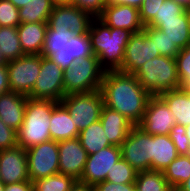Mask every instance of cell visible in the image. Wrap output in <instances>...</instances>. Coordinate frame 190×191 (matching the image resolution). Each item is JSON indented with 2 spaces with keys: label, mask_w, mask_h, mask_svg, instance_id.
<instances>
[{
  "label": "cell",
  "mask_w": 190,
  "mask_h": 191,
  "mask_svg": "<svg viewBox=\"0 0 190 191\" xmlns=\"http://www.w3.org/2000/svg\"><path fill=\"white\" fill-rule=\"evenodd\" d=\"M100 91L105 106L119 112L138 125L146 110L149 98L152 96L145 90L134 74L121 71H106Z\"/></svg>",
  "instance_id": "6da1fadb"
},
{
  "label": "cell",
  "mask_w": 190,
  "mask_h": 191,
  "mask_svg": "<svg viewBox=\"0 0 190 191\" xmlns=\"http://www.w3.org/2000/svg\"><path fill=\"white\" fill-rule=\"evenodd\" d=\"M89 38L93 54L99 59L105 71H117L124 62L125 48L130 40L131 31L108 27L94 18L89 27Z\"/></svg>",
  "instance_id": "7a4b0ae2"
},
{
  "label": "cell",
  "mask_w": 190,
  "mask_h": 191,
  "mask_svg": "<svg viewBox=\"0 0 190 191\" xmlns=\"http://www.w3.org/2000/svg\"><path fill=\"white\" fill-rule=\"evenodd\" d=\"M58 102L28 97L24 120L17 131V145L25 150L51 140L49 132L52 109Z\"/></svg>",
  "instance_id": "3957f363"
},
{
  "label": "cell",
  "mask_w": 190,
  "mask_h": 191,
  "mask_svg": "<svg viewBox=\"0 0 190 191\" xmlns=\"http://www.w3.org/2000/svg\"><path fill=\"white\" fill-rule=\"evenodd\" d=\"M140 85L152 96L180 88L174 57L158 56L148 60L135 73Z\"/></svg>",
  "instance_id": "277c9868"
},
{
  "label": "cell",
  "mask_w": 190,
  "mask_h": 191,
  "mask_svg": "<svg viewBox=\"0 0 190 191\" xmlns=\"http://www.w3.org/2000/svg\"><path fill=\"white\" fill-rule=\"evenodd\" d=\"M105 72L95 55L76 61L63 73L65 95L100 90Z\"/></svg>",
  "instance_id": "5b68a950"
},
{
  "label": "cell",
  "mask_w": 190,
  "mask_h": 191,
  "mask_svg": "<svg viewBox=\"0 0 190 191\" xmlns=\"http://www.w3.org/2000/svg\"><path fill=\"white\" fill-rule=\"evenodd\" d=\"M61 103L69 111L79 132L100 120L104 106L100 90L67 94L62 98Z\"/></svg>",
  "instance_id": "8992f818"
},
{
  "label": "cell",
  "mask_w": 190,
  "mask_h": 191,
  "mask_svg": "<svg viewBox=\"0 0 190 191\" xmlns=\"http://www.w3.org/2000/svg\"><path fill=\"white\" fill-rule=\"evenodd\" d=\"M42 55L25 54L7 63L10 91L28 96L41 69Z\"/></svg>",
  "instance_id": "52a82bcc"
},
{
  "label": "cell",
  "mask_w": 190,
  "mask_h": 191,
  "mask_svg": "<svg viewBox=\"0 0 190 191\" xmlns=\"http://www.w3.org/2000/svg\"><path fill=\"white\" fill-rule=\"evenodd\" d=\"M63 73L60 66L42 56L39 75L28 97L61 102L65 96Z\"/></svg>",
  "instance_id": "ba28073f"
},
{
  "label": "cell",
  "mask_w": 190,
  "mask_h": 191,
  "mask_svg": "<svg viewBox=\"0 0 190 191\" xmlns=\"http://www.w3.org/2000/svg\"><path fill=\"white\" fill-rule=\"evenodd\" d=\"M120 148L122 158L136 171L152 170V135L136 125Z\"/></svg>",
  "instance_id": "9c48e42d"
},
{
  "label": "cell",
  "mask_w": 190,
  "mask_h": 191,
  "mask_svg": "<svg viewBox=\"0 0 190 191\" xmlns=\"http://www.w3.org/2000/svg\"><path fill=\"white\" fill-rule=\"evenodd\" d=\"M30 181L59 173L58 142L53 140L26 149Z\"/></svg>",
  "instance_id": "30bf717a"
},
{
  "label": "cell",
  "mask_w": 190,
  "mask_h": 191,
  "mask_svg": "<svg viewBox=\"0 0 190 191\" xmlns=\"http://www.w3.org/2000/svg\"><path fill=\"white\" fill-rule=\"evenodd\" d=\"M158 56L159 51L143 30L133 33L125 48L124 62L118 71L134 74L148 60Z\"/></svg>",
  "instance_id": "8fae6325"
},
{
  "label": "cell",
  "mask_w": 190,
  "mask_h": 191,
  "mask_svg": "<svg viewBox=\"0 0 190 191\" xmlns=\"http://www.w3.org/2000/svg\"><path fill=\"white\" fill-rule=\"evenodd\" d=\"M121 157V148L115 145H110L97 153L88 155L79 182L94 186L99 182L106 181L108 171H111L114 163Z\"/></svg>",
  "instance_id": "7c38bea8"
},
{
  "label": "cell",
  "mask_w": 190,
  "mask_h": 191,
  "mask_svg": "<svg viewBox=\"0 0 190 191\" xmlns=\"http://www.w3.org/2000/svg\"><path fill=\"white\" fill-rule=\"evenodd\" d=\"M175 124L167 104L159 96H151L144 117L137 126L150 135H169Z\"/></svg>",
  "instance_id": "4fadbf2b"
},
{
  "label": "cell",
  "mask_w": 190,
  "mask_h": 191,
  "mask_svg": "<svg viewBox=\"0 0 190 191\" xmlns=\"http://www.w3.org/2000/svg\"><path fill=\"white\" fill-rule=\"evenodd\" d=\"M94 18L73 5L54 6L48 20L51 29L70 30L77 35L87 34Z\"/></svg>",
  "instance_id": "5bb4252c"
},
{
  "label": "cell",
  "mask_w": 190,
  "mask_h": 191,
  "mask_svg": "<svg viewBox=\"0 0 190 191\" xmlns=\"http://www.w3.org/2000/svg\"><path fill=\"white\" fill-rule=\"evenodd\" d=\"M0 180L12 184L30 180L26 150L21 146L0 150Z\"/></svg>",
  "instance_id": "9a60e30c"
},
{
  "label": "cell",
  "mask_w": 190,
  "mask_h": 191,
  "mask_svg": "<svg viewBox=\"0 0 190 191\" xmlns=\"http://www.w3.org/2000/svg\"><path fill=\"white\" fill-rule=\"evenodd\" d=\"M59 173L80 180L88 154L79 138L58 141Z\"/></svg>",
  "instance_id": "2e32d148"
},
{
  "label": "cell",
  "mask_w": 190,
  "mask_h": 191,
  "mask_svg": "<svg viewBox=\"0 0 190 191\" xmlns=\"http://www.w3.org/2000/svg\"><path fill=\"white\" fill-rule=\"evenodd\" d=\"M108 27L126 29L132 33L144 30L139 9L122 4L106 5L102 14L98 17Z\"/></svg>",
  "instance_id": "e0dca14e"
},
{
  "label": "cell",
  "mask_w": 190,
  "mask_h": 191,
  "mask_svg": "<svg viewBox=\"0 0 190 191\" xmlns=\"http://www.w3.org/2000/svg\"><path fill=\"white\" fill-rule=\"evenodd\" d=\"M100 121L109 142L119 147L135 126L125 116L105 105L102 108Z\"/></svg>",
  "instance_id": "ac0fdd59"
},
{
  "label": "cell",
  "mask_w": 190,
  "mask_h": 191,
  "mask_svg": "<svg viewBox=\"0 0 190 191\" xmlns=\"http://www.w3.org/2000/svg\"><path fill=\"white\" fill-rule=\"evenodd\" d=\"M27 99L12 91L0 95V119L16 132L23 123Z\"/></svg>",
  "instance_id": "d6986e66"
},
{
  "label": "cell",
  "mask_w": 190,
  "mask_h": 191,
  "mask_svg": "<svg viewBox=\"0 0 190 191\" xmlns=\"http://www.w3.org/2000/svg\"><path fill=\"white\" fill-rule=\"evenodd\" d=\"M49 125V132L53 141L74 139L79 136L78 128L69 111L61 102H58L52 109Z\"/></svg>",
  "instance_id": "ffe728a7"
},
{
  "label": "cell",
  "mask_w": 190,
  "mask_h": 191,
  "mask_svg": "<svg viewBox=\"0 0 190 191\" xmlns=\"http://www.w3.org/2000/svg\"><path fill=\"white\" fill-rule=\"evenodd\" d=\"M48 23H20L17 26L24 54L41 55Z\"/></svg>",
  "instance_id": "44dd1931"
},
{
  "label": "cell",
  "mask_w": 190,
  "mask_h": 191,
  "mask_svg": "<svg viewBox=\"0 0 190 191\" xmlns=\"http://www.w3.org/2000/svg\"><path fill=\"white\" fill-rule=\"evenodd\" d=\"M171 110L176 124L187 126L190 124V91L179 88L158 95Z\"/></svg>",
  "instance_id": "7402d4cb"
},
{
  "label": "cell",
  "mask_w": 190,
  "mask_h": 191,
  "mask_svg": "<svg viewBox=\"0 0 190 191\" xmlns=\"http://www.w3.org/2000/svg\"><path fill=\"white\" fill-rule=\"evenodd\" d=\"M178 157L169 135H152V170L164 169Z\"/></svg>",
  "instance_id": "603a6c76"
},
{
  "label": "cell",
  "mask_w": 190,
  "mask_h": 191,
  "mask_svg": "<svg viewBox=\"0 0 190 191\" xmlns=\"http://www.w3.org/2000/svg\"><path fill=\"white\" fill-rule=\"evenodd\" d=\"M156 28L162 30L179 50L190 44V22L187 11L179 20L161 21Z\"/></svg>",
  "instance_id": "cb8c5ba5"
},
{
  "label": "cell",
  "mask_w": 190,
  "mask_h": 191,
  "mask_svg": "<svg viewBox=\"0 0 190 191\" xmlns=\"http://www.w3.org/2000/svg\"><path fill=\"white\" fill-rule=\"evenodd\" d=\"M78 138L88 155L97 153L101 149L112 145L106 137V132H104L100 120L81 130Z\"/></svg>",
  "instance_id": "d4e9b609"
},
{
  "label": "cell",
  "mask_w": 190,
  "mask_h": 191,
  "mask_svg": "<svg viewBox=\"0 0 190 191\" xmlns=\"http://www.w3.org/2000/svg\"><path fill=\"white\" fill-rule=\"evenodd\" d=\"M52 0H31L19 9L21 23H48L49 16L53 11Z\"/></svg>",
  "instance_id": "484cf974"
},
{
  "label": "cell",
  "mask_w": 190,
  "mask_h": 191,
  "mask_svg": "<svg viewBox=\"0 0 190 191\" xmlns=\"http://www.w3.org/2000/svg\"><path fill=\"white\" fill-rule=\"evenodd\" d=\"M0 51L7 62L24 56L17 27L0 26Z\"/></svg>",
  "instance_id": "4316f807"
},
{
  "label": "cell",
  "mask_w": 190,
  "mask_h": 191,
  "mask_svg": "<svg viewBox=\"0 0 190 191\" xmlns=\"http://www.w3.org/2000/svg\"><path fill=\"white\" fill-rule=\"evenodd\" d=\"M134 184L136 191H173L163 171H140L137 173Z\"/></svg>",
  "instance_id": "83f0119b"
},
{
  "label": "cell",
  "mask_w": 190,
  "mask_h": 191,
  "mask_svg": "<svg viewBox=\"0 0 190 191\" xmlns=\"http://www.w3.org/2000/svg\"><path fill=\"white\" fill-rule=\"evenodd\" d=\"M169 185L175 190L190 177V154L178 155L163 171Z\"/></svg>",
  "instance_id": "f1b7e54d"
},
{
  "label": "cell",
  "mask_w": 190,
  "mask_h": 191,
  "mask_svg": "<svg viewBox=\"0 0 190 191\" xmlns=\"http://www.w3.org/2000/svg\"><path fill=\"white\" fill-rule=\"evenodd\" d=\"M77 180L69 175L55 174L32 181L33 191H70Z\"/></svg>",
  "instance_id": "f546056e"
},
{
  "label": "cell",
  "mask_w": 190,
  "mask_h": 191,
  "mask_svg": "<svg viewBox=\"0 0 190 191\" xmlns=\"http://www.w3.org/2000/svg\"><path fill=\"white\" fill-rule=\"evenodd\" d=\"M143 31L153 41L160 55L175 58L180 52L175 43L171 42L162 30L156 27L145 26Z\"/></svg>",
  "instance_id": "4dcf8cb0"
},
{
  "label": "cell",
  "mask_w": 190,
  "mask_h": 191,
  "mask_svg": "<svg viewBox=\"0 0 190 191\" xmlns=\"http://www.w3.org/2000/svg\"><path fill=\"white\" fill-rule=\"evenodd\" d=\"M138 171H136L122 157L113 165L111 171H108L106 181L119 184L135 183Z\"/></svg>",
  "instance_id": "1f68e13d"
},
{
  "label": "cell",
  "mask_w": 190,
  "mask_h": 191,
  "mask_svg": "<svg viewBox=\"0 0 190 191\" xmlns=\"http://www.w3.org/2000/svg\"><path fill=\"white\" fill-rule=\"evenodd\" d=\"M41 55L55 62L63 70L68 69L76 62L74 57H72L71 41H68L65 46L61 48H43Z\"/></svg>",
  "instance_id": "d6a6232c"
},
{
  "label": "cell",
  "mask_w": 190,
  "mask_h": 191,
  "mask_svg": "<svg viewBox=\"0 0 190 191\" xmlns=\"http://www.w3.org/2000/svg\"><path fill=\"white\" fill-rule=\"evenodd\" d=\"M187 10L173 0H165L154 19L147 25L156 27L161 21L179 20Z\"/></svg>",
  "instance_id": "836d02e7"
},
{
  "label": "cell",
  "mask_w": 190,
  "mask_h": 191,
  "mask_svg": "<svg viewBox=\"0 0 190 191\" xmlns=\"http://www.w3.org/2000/svg\"><path fill=\"white\" fill-rule=\"evenodd\" d=\"M180 88L190 91V44L180 50L175 57Z\"/></svg>",
  "instance_id": "e575fe53"
},
{
  "label": "cell",
  "mask_w": 190,
  "mask_h": 191,
  "mask_svg": "<svg viewBox=\"0 0 190 191\" xmlns=\"http://www.w3.org/2000/svg\"><path fill=\"white\" fill-rule=\"evenodd\" d=\"M69 41H71L72 57H74L75 61L94 55L88 33L83 35L75 34Z\"/></svg>",
  "instance_id": "d590c367"
},
{
  "label": "cell",
  "mask_w": 190,
  "mask_h": 191,
  "mask_svg": "<svg viewBox=\"0 0 190 191\" xmlns=\"http://www.w3.org/2000/svg\"><path fill=\"white\" fill-rule=\"evenodd\" d=\"M20 23L19 9L9 0H0V26L17 27Z\"/></svg>",
  "instance_id": "8d00e7d4"
},
{
  "label": "cell",
  "mask_w": 190,
  "mask_h": 191,
  "mask_svg": "<svg viewBox=\"0 0 190 191\" xmlns=\"http://www.w3.org/2000/svg\"><path fill=\"white\" fill-rule=\"evenodd\" d=\"M74 35L70 30L51 29L48 26L43 48H61Z\"/></svg>",
  "instance_id": "74e56055"
},
{
  "label": "cell",
  "mask_w": 190,
  "mask_h": 191,
  "mask_svg": "<svg viewBox=\"0 0 190 191\" xmlns=\"http://www.w3.org/2000/svg\"><path fill=\"white\" fill-rule=\"evenodd\" d=\"M178 155L190 154V142L186 135V126L175 124L169 134Z\"/></svg>",
  "instance_id": "f35d334b"
},
{
  "label": "cell",
  "mask_w": 190,
  "mask_h": 191,
  "mask_svg": "<svg viewBox=\"0 0 190 191\" xmlns=\"http://www.w3.org/2000/svg\"><path fill=\"white\" fill-rule=\"evenodd\" d=\"M72 5L98 18L106 7V0H73Z\"/></svg>",
  "instance_id": "ab89813d"
},
{
  "label": "cell",
  "mask_w": 190,
  "mask_h": 191,
  "mask_svg": "<svg viewBox=\"0 0 190 191\" xmlns=\"http://www.w3.org/2000/svg\"><path fill=\"white\" fill-rule=\"evenodd\" d=\"M165 0H144L143 4L139 7V14L141 22L144 26H147L158 13L160 5Z\"/></svg>",
  "instance_id": "60d3db41"
},
{
  "label": "cell",
  "mask_w": 190,
  "mask_h": 191,
  "mask_svg": "<svg viewBox=\"0 0 190 191\" xmlns=\"http://www.w3.org/2000/svg\"><path fill=\"white\" fill-rule=\"evenodd\" d=\"M17 146V132L8 127L0 119V150L11 149Z\"/></svg>",
  "instance_id": "b9f144b4"
},
{
  "label": "cell",
  "mask_w": 190,
  "mask_h": 191,
  "mask_svg": "<svg viewBox=\"0 0 190 191\" xmlns=\"http://www.w3.org/2000/svg\"><path fill=\"white\" fill-rule=\"evenodd\" d=\"M94 191H136L135 184H119L110 181H102L93 186Z\"/></svg>",
  "instance_id": "7bdbcfd3"
},
{
  "label": "cell",
  "mask_w": 190,
  "mask_h": 191,
  "mask_svg": "<svg viewBox=\"0 0 190 191\" xmlns=\"http://www.w3.org/2000/svg\"><path fill=\"white\" fill-rule=\"evenodd\" d=\"M9 91H10V86H9L7 65H1L0 66V95Z\"/></svg>",
  "instance_id": "ee69618b"
},
{
  "label": "cell",
  "mask_w": 190,
  "mask_h": 191,
  "mask_svg": "<svg viewBox=\"0 0 190 191\" xmlns=\"http://www.w3.org/2000/svg\"><path fill=\"white\" fill-rule=\"evenodd\" d=\"M4 191H33L30 180L5 185Z\"/></svg>",
  "instance_id": "f6af8a7d"
},
{
  "label": "cell",
  "mask_w": 190,
  "mask_h": 191,
  "mask_svg": "<svg viewBox=\"0 0 190 191\" xmlns=\"http://www.w3.org/2000/svg\"><path fill=\"white\" fill-rule=\"evenodd\" d=\"M143 1L144 0H106V5L122 4L139 9V7L143 4Z\"/></svg>",
  "instance_id": "bcb514c9"
},
{
  "label": "cell",
  "mask_w": 190,
  "mask_h": 191,
  "mask_svg": "<svg viewBox=\"0 0 190 191\" xmlns=\"http://www.w3.org/2000/svg\"><path fill=\"white\" fill-rule=\"evenodd\" d=\"M70 191H94V188L91 185L77 181Z\"/></svg>",
  "instance_id": "7dc6e473"
},
{
  "label": "cell",
  "mask_w": 190,
  "mask_h": 191,
  "mask_svg": "<svg viewBox=\"0 0 190 191\" xmlns=\"http://www.w3.org/2000/svg\"><path fill=\"white\" fill-rule=\"evenodd\" d=\"M176 191H190V177L181 183L176 189Z\"/></svg>",
  "instance_id": "c3c4849f"
},
{
  "label": "cell",
  "mask_w": 190,
  "mask_h": 191,
  "mask_svg": "<svg viewBox=\"0 0 190 191\" xmlns=\"http://www.w3.org/2000/svg\"><path fill=\"white\" fill-rule=\"evenodd\" d=\"M54 6L72 5L73 0H52Z\"/></svg>",
  "instance_id": "681fc988"
},
{
  "label": "cell",
  "mask_w": 190,
  "mask_h": 191,
  "mask_svg": "<svg viewBox=\"0 0 190 191\" xmlns=\"http://www.w3.org/2000/svg\"><path fill=\"white\" fill-rule=\"evenodd\" d=\"M11 1L18 9L24 7L31 0H9Z\"/></svg>",
  "instance_id": "f907efd6"
},
{
  "label": "cell",
  "mask_w": 190,
  "mask_h": 191,
  "mask_svg": "<svg viewBox=\"0 0 190 191\" xmlns=\"http://www.w3.org/2000/svg\"><path fill=\"white\" fill-rule=\"evenodd\" d=\"M186 10L190 8V0H173Z\"/></svg>",
  "instance_id": "816d5d0a"
},
{
  "label": "cell",
  "mask_w": 190,
  "mask_h": 191,
  "mask_svg": "<svg viewBox=\"0 0 190 191\" xmlns=\"http://www.w3.org/2000/svg\"><path fill=\"white\" fill-rule=\"evenodd\" d=\"M7 60L5 59V57L3 56V54L0 51V66L1 65H7Z\"/></svg>",
  "instance_id": "f5cc1de1"
},
{
  "label": "cell",
  "mask_w": 190,
  "mask_h": 191,
  "mask_svg": "<svg viewBox=\"0 0 190 191\" xmlns=\"http://www.w3.org/2000/svg\"><path fill=\"white\" fill-rule=\"evenodd\" d=\"M186 135H187L189 142H190V124L186 126Z\"/></svg>",
  "instance_id": "db71d44e"
},
{
  "label": "cell",
  "mask_w": 190,
  "mask_h": 191,
  "mask_svg": "<svg viewBox=\"0 0 190 191\" xmlns=\"http://www.w3.org/2000/svg\"><path fill=\"white\" fill-rule=\"evenodd\" d=\"M5 184L3 182H0V191H4Z\"/></svg>",
  "instance_id": "11a10c76"
},
{
  "label": "cell",
  "mask_w": 190,
  "mask_h": 191,
  "mask_svg": "<svg viewBox=\"0 0 190 191\" xmlns=\"http://www.w3.org/2000/svg\"><path fill=\"white\" fill-rule=\"evenodd\" d=\"M187 14H188V17H189V22H190V8L187 9Z\"/></svg>",
  "instance_id": "9f6ffc18"
}]
</instances>
